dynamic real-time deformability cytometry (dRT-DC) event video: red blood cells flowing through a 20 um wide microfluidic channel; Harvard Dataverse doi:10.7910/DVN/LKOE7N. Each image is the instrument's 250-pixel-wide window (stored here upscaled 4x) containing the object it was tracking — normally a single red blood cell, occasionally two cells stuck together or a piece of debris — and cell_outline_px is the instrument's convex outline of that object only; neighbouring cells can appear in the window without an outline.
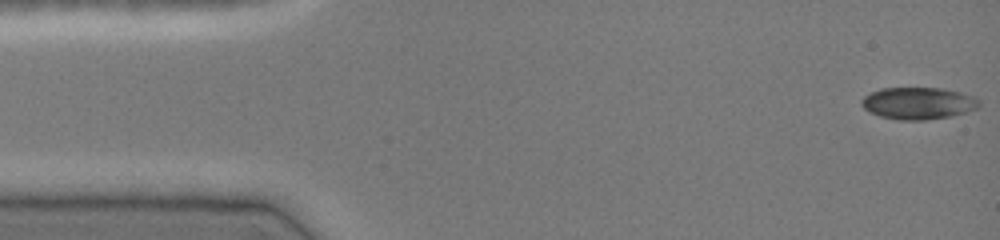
{"species": "common noctule bat (a hibernating species)", "species_latin": "Nyctalus noctula", "temperature_condition": "cold", "stored_images_in_passage": 46, "camera_frame_rate_fps": 3000, "um_per_image_px": 0.085, "animal": {"sex": "female", "body_mass_g": 19.0, "forearm_length_mm": 51.5}, "frame": {"image": 1, "passage_image": 1, "time_ms": 0.0, "image_size_px": [1000, 240], "cell_outline_px": [[980, 104], [976, 108], [952, 116], [924, 120], [900, 120], [880, 116], [864, 108], [860, 104], [860, 100], [864, 96], [880, 88], [940, 88], [960, 92], [972, 96], [980, 100]], "centroid_in_image_um": [78.03, 8.77], "position_along_channel_um": 7.0, "area_um2": 21.79}}
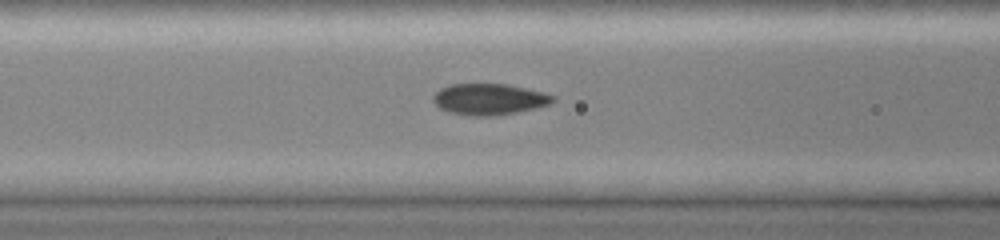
{"frame": {"image": 2, "passage_image": 18, "time_ms": 5.667, "image_size_px": [1000, 240], "cell_outline_px": [[556, 100], [548, 104], [516, 112], [496, 116], [472, 116], [448, 112], [440, 108], [432, 100], [432, 96], [440, 88], [448, 84], [508, 84], [544, 92], [556, 96]], "centroid_in_image_um": [41.56, 8.43], "position_along_channel_um": 125.0, "area_um2": 21.85}}
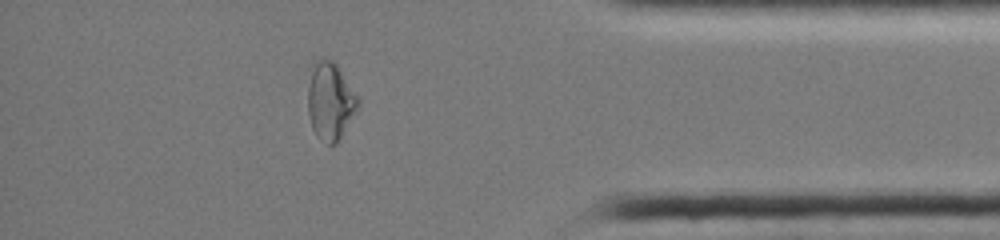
{"frame": {"image": 3, "passage_image": 40, "time_ms": 13.0, "image_size_px": [1000, 240], "cell_outline_px": [[360, 104], [336, 144], [328, 144], [320, 140], [316, 136], [312, 128], [308, 112], [308, 88], [312, 64], [324, 56], [332, 60], [336, 64], [360, 100]], "centroid_in_image_um": [28.05, 8.58], "position_along_channel_um": 407.1, "area_um2": 22.54}, "authors_computed_cell_mechanics": {"area_um2": 21.4727, "velocity_mm_per_s": 4.092, "shape_relaxation_time_tau1_ms": null, "shape_relaxation_time_tau2_ms": 0.7652, "deformation_change_tau1": null, "deformation_change_tau2": 0.0345}}